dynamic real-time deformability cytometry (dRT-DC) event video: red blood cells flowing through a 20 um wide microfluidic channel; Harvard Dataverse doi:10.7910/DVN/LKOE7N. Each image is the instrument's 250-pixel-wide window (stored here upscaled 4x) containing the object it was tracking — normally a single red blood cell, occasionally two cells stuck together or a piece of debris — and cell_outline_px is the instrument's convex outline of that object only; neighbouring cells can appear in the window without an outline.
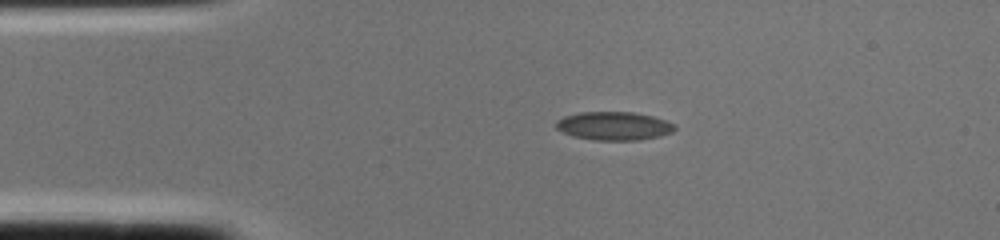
{"species": "common noctule bat (a hibernating species)", "species_latin": "Nyctalus noctula", "temperature_condition": "cold", "stored_images_in_passage": 1, "camera_frame_rate_fps": 3000, "um_per_image_px": 0.085, "animal": {"sex": "female", "body_mass_g": 22.0, "forearm_length_mm": 56.7}, "frame": {"image": 1, "passage_image": 1, "time_ms": 0.0, "image_size_px": [1000, 240], "cell_outline_px": [[676, 128], [672, 132], [660, 136], [640, 140], [592, 140], [572, 136], [556, 128], [556, 120], [564, 116], [580, 112], [636, 112], [668, 120], [676, 124]], "centroid_in_image_um": [52.21, 10.7], "position_along_channel_um": 32.8, "area_um2": 19.88}}